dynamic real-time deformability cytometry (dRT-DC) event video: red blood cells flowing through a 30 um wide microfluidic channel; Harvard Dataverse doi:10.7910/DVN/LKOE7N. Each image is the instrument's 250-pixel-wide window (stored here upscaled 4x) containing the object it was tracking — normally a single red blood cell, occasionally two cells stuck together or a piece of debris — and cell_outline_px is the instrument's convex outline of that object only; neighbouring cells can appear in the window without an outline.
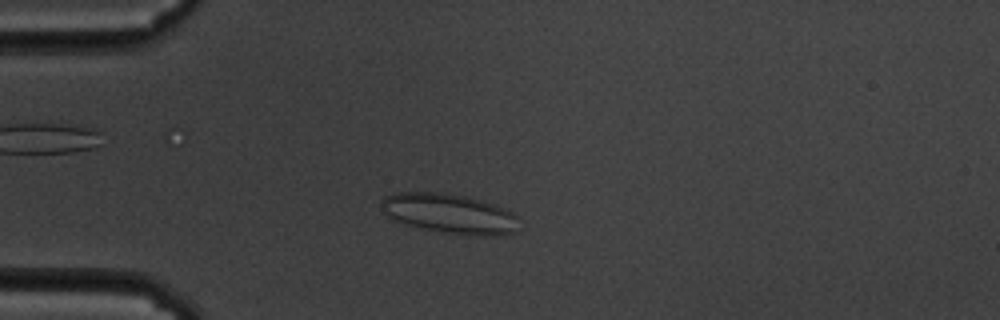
{"species": "common noctule bat (a hibernating species)", "species_latin": "Nyctalus noctula", "temperature_condition": "cold", "stored_images_in_passage": 57, "camera_frame_rate_fps": 3000, "um_per_image_px": 0.085, "animal": {"sex": "male", "body_mass_g": 19.5, "forearm_length_mm": 54.6}, "frame": {"image": 1, "passage_image": 13, "time_ms": 4.0, "image_size_px": [1000, 320], "cell_outline_px": [[520, 216], [516, 232], [488, 236], [484, 236], [420, 228], [392, 220], [380, 208], [384, 196], [396, 192], [440, 192], [464, 196], [496, 204]], "centroid_in_image_um": [38.21, 18.14], "position_along_channel_um": 46.8, "area_um2": 31.79}}
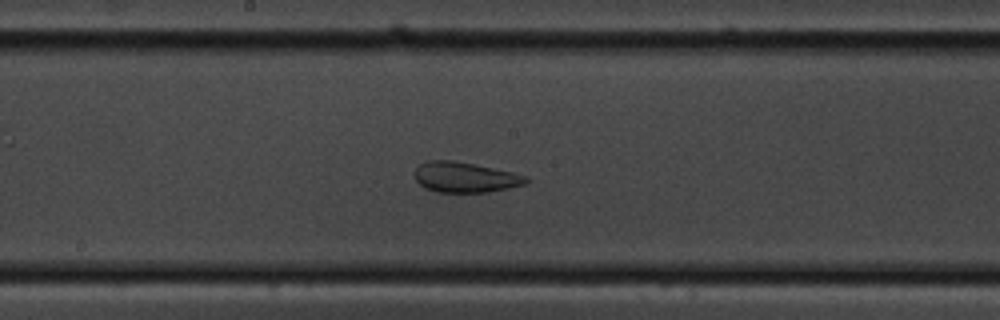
{"frame": {"image": 2, "passage_image": 29, "time_ms": 9.333, "image_size_px": [1000, 320], "cell_outline_px": [[532, 180], [524, 184], [508, 188], [488, 192], [436, 192], [424, 188], [416, 180], [416, 168], [420, 164], [428, 160], [452, 160], [512, 172], [528, 176]], "centroid_in_image_um": [39.55, 15.07], "position_along_channel_um": 208.7, "area_um2": 19.59}}
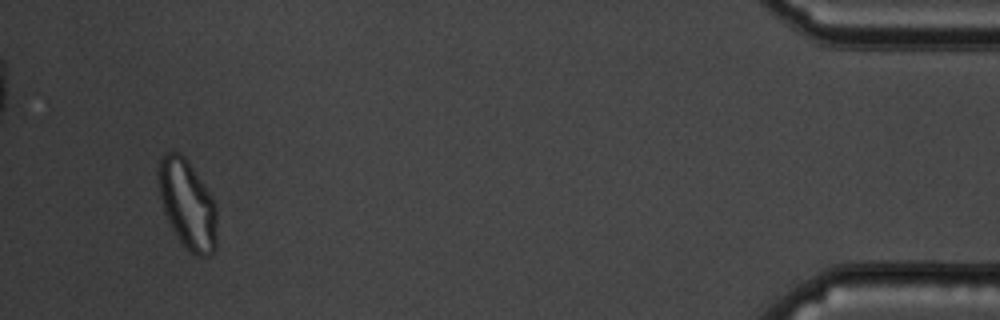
{"frame": {"image": 3, "passage_image": 54, "time_ms": 17.667, "image_size_px": [1000, 320], "cell_outline_px": [[216, 248], [212, 256], [196, 256], [180, 240], [172, 228], [164, 212], [160, 196], [156, 168], [160, 156], [164, 152], [180, 152], [188, 160], [212, 196], [216, 208]], "centroid_in_image_um": [15.92, 17.32], "position_along_channel_um": 419.3, "area_um2": 30.52}, "authors_computed_cell_mechanics": {"area_um2": 28.033, "velocity_mm_per_s": 3.367, "shape_relaxation_time_tau1_ms": null, "shape_relaxation_time_tau2_ms": 1.3557, "deformation_change_tau1": null, "deformation_change_tau2": 0.0801}}